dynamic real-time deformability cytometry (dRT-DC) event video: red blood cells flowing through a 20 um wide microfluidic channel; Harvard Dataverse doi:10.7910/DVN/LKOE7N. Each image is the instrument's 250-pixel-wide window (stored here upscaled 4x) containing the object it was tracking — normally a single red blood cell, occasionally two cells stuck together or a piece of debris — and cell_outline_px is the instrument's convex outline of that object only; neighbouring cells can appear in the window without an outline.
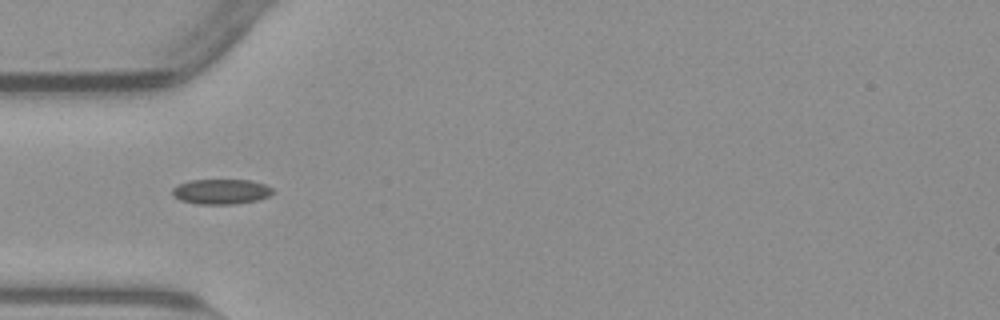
{"species": "common noctule bat (a hibernating species)", "species_latin": "Nyctalus noctula", "temperature_condition": "warm", "stored_images_in_passage": 38, "camera_frame_rate_fps": 3000, "um_per_image_px": 0.085, "animal": {"sex": "male", "body_mass_g": 23.1, "forearm_length_mm": 52.7}, "frame": {"image": 1, "passage_image": 1, "time_ms": 0.0, "image_size_px": [1000, 320], "cell_outline_px": [[272, 192], [268, 196], [256, 200], [232, 204], [200, 204], [180, 200], [172, 192], [172, 188], [188, 180], [252, 180], [264, 184], [272, 188]], "centroid_in_image_um": [18.79, 16.27], "position_along_channel_um": 66.2, "area_um2": 14.45}}
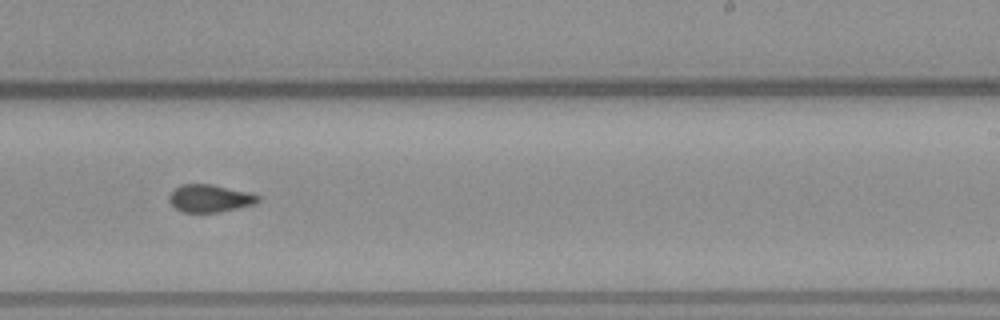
{"frame": {"image": 2, "passage_image": 17, "time_ms": 5.333, "image_size_px": [1000, 320], "cell_outline_px": [[260, 200], [256, 204], [220, 212], [184, 212], [176, 208], [168, 200], [168, 196], [180, 184], [212, 184], [248, 192], [260, 196]], "centroid_in_image_um": [17.86, 16.86], "position_along_channel_um": 271.1, "area_um2": 14.28}}
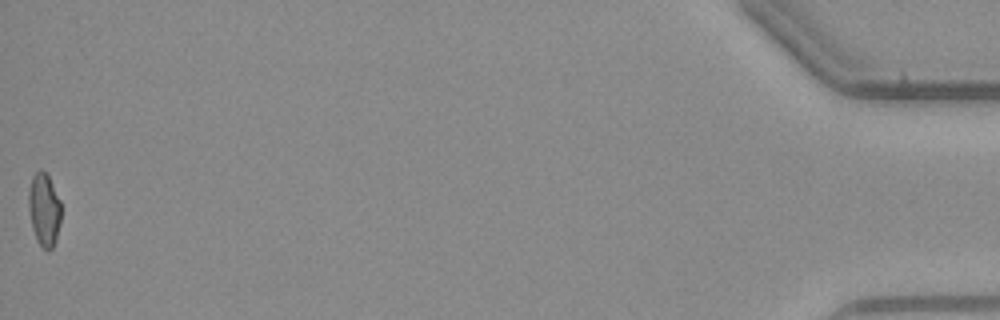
{"frame": {"image": 3, "passage_image": 38, "time_ms": 12.333, "image_size_px": [1000, 320], "cell_outline_px": [[60, 224], [52, 248], [48, 252], [36, 240], [32, 228], [28, 208], [28, 192], [32, 176], [40, 168], [48, 176], [60, 200]], "centroid_in_image_um": [3.73, 17.81], "position_along_channel_um": 431.5, "area_um2": 13.76}, "authors_computed_cell_mechanics": {"area_um2": 14.2766, "velocity_mm_per_s": 3.8309, "shape_relaxation_time_tau1_ms": null, "shape_relaxation_time_tau2_ms": 2.2707, "deformation_change_tau1": null, "deformation_change_tau2": 0.0584}}